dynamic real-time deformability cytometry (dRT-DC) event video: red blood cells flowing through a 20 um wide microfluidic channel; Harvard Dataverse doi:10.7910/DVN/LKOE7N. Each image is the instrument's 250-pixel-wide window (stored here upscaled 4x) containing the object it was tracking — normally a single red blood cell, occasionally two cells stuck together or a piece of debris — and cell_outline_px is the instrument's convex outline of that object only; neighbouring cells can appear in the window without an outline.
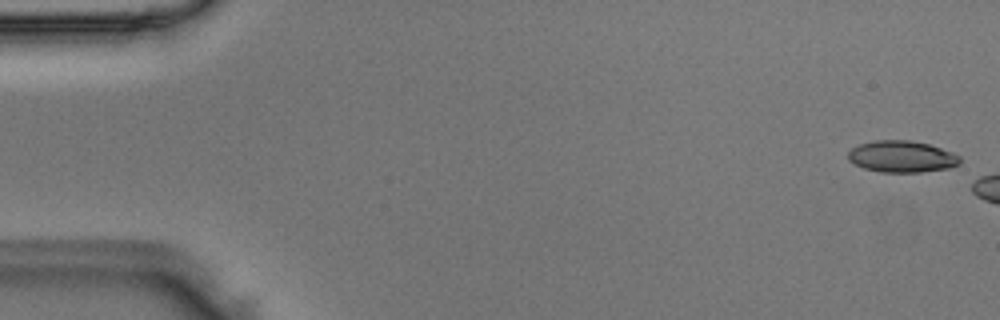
{"species": "Egyptian fruit bat (a non-hibernating species)", "species_latin": "Rousettus aegyptiacus", "temperature_condition": "room temperature", "stored_images_in_passage": 5, "camera_frame_rate_fps": 3000, "um_per_image_px": 0.085, "animal": {"sex": "male"}, "frame": {"image": 1, "passage_image": 1, "time_ms": 0.0, "image_size_px": [1000, 320], "cell_outline_px": [[960, 164], [952, 168], [920, 172], [880, 172], [864, 168], [848, 160], [848, 152], [852, 148], [860, 144], [872, 140], [912, 140], [928, 144], [952, 152], [960, 156]], "centroid_in_image_um": [76.67, 13.31], "position_along_channel_um": 8.3, "area_um2": 20.69}}